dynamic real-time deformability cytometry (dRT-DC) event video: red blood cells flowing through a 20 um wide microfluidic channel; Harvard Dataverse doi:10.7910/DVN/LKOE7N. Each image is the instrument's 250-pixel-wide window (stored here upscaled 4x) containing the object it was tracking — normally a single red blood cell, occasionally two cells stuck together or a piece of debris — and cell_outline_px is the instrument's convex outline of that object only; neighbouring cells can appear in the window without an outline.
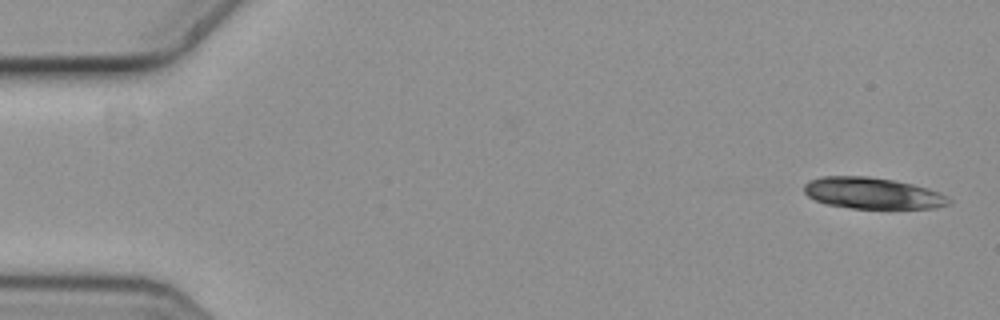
{"species": "common noctule bat (a hibernating species)", "species_latin": "Nyctalus noctula", "temperature_condition": "cold", "stored_images_in_passage": 5, "camera_frame_rate_fps": 3000, "um_per_image_px": 0.085, "animal": {"sex": "female", "body_mass_g": 19.3, "forearm_length_mm": 54.1}, "frame": {"image": 1, "passage_image": 1, "time_ms": 0.0, "image_size_px": [1000, 320], "cell_outline_px": [[952, 200], [948, 204], [936, 208], [852, 208], [828, 204], [816, 200], [808, 196], [804, 192], [804, 184], [812, 180], [824, 176], [868, 176], [892, 180], [912, 184], [936, 192]], "centroid_in_image_um": [74.13, 16.42], "position_along_channel_um": 10.9, "area_um2": 25.89}}